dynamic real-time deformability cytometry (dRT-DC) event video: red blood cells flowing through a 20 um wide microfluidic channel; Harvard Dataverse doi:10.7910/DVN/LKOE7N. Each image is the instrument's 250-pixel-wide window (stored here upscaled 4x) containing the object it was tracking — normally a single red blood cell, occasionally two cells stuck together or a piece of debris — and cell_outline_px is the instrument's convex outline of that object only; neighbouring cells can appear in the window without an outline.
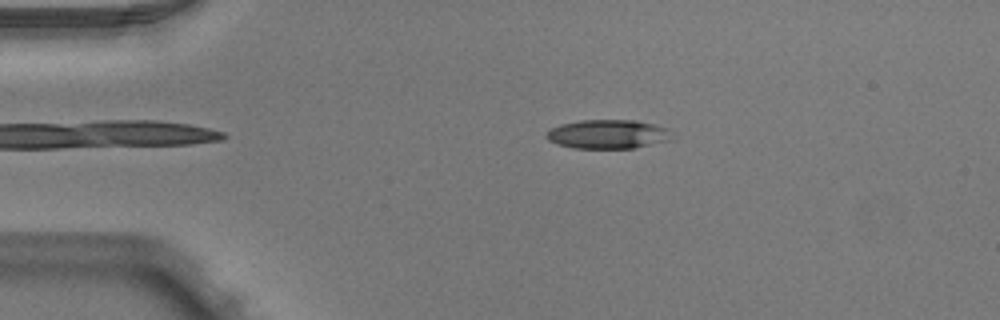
{"species": "Egyptian fruit bat (a non-hibernating species)", "species_latin": "Rousettus aegyptiacus", "temperature_condition": "warm", "stored_images_in_passage": 44, "camera_frame_rate_fps": 3000, "um_per_image_px": 0.085, "animal": {"sex": "male"}, "frame": {"image": 1, "passage_image": 4, "time_ms": 1.0, "image_size_px": [1000, 320], "cell_outline_px": [[668, 140], [636, 148], [572, 148], [548, 140], [548, 132], [552, 128], [560, 124], [580, 120], [636, 120], [656, 124], [668, 128]], "centroid_in_image_um": [51.67, 11.39], "position_along_channel_um": 33.3, "area_um2": 20.92}}
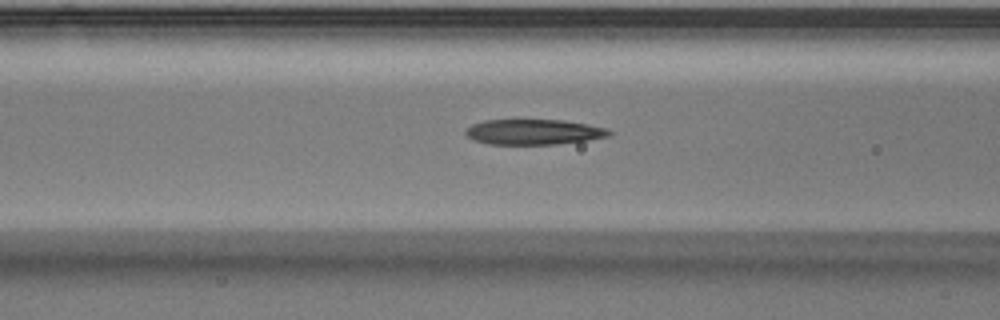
{"frame": {"image": 2, "passage_image": 14, "time_ms": 4.333, "image_size_px": [1000, 320], "cell_outline_px": [[612, 132], [608, 136], [588, 140], [556, 144], [492, 144], [472, 140], [464, 132], [472, 124], [484, 120], [564, 120], [588, 124], [608, 128]], "centroid_in_image_um": [45.38, 11.21], "position_along_channel_um": 121.2, "area_um2": 21.15}}
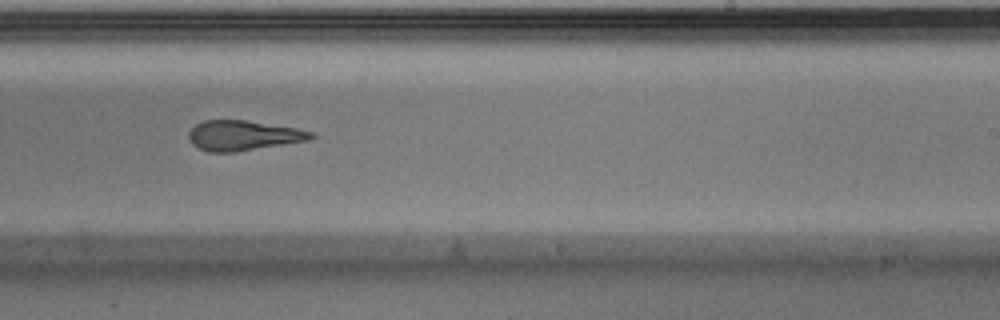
{"frame": {"image": 3, "passage_image": 25, "time_ms": 8.0, "image_size_px": [1000, 320], "cell_outline_px": [[316, 136], [308, 140], [232, 152], [208, 152], [192, 144], [188, 140], [188, 132], [196, 124], [204, 120], [244, 120], [296, 128], [312, 132]], "centroid_in_image_um": [20.62, 11.51], "position_along_channel_um": 268.4, "area_um2": 21.1}, "authors_computed_cell_mechanics": {"area_um2": 22.253, "velocity_mm_per_s": 4.0165, "shape_relaxation_time_tau1_ms": 7.3556, "shape_relaxation_time_tau2_ms": 1.6634, "deformation_change_tau1": 0.254, "deformation_change_tau2": 0.1214}}